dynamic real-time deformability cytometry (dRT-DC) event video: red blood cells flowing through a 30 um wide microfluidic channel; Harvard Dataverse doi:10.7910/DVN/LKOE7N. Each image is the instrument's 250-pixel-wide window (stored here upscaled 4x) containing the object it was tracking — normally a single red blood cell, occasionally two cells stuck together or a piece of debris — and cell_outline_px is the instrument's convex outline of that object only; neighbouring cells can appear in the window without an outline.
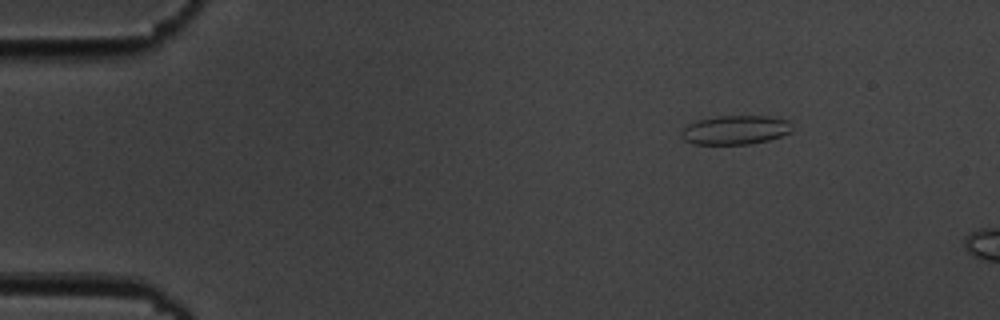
{"species": "common noctule bat (a hibernating species)", "species_latin": "Nyctalus noctula", "temperature_condition": "cold", "stored_images_in_passage": 4, "segment_of_instrument_passage": [1, 2], "camera_frame_rate_fps": 3000, "um_per_image_px": 0.085, "animal": {"sex": "male", "body_mass_g": 19.5, "forearm_length_mm": 54.6}, "frame": {"image": 1, "passage_image": 2, "time_ms": 2.0, "image_size_px": [1000, 320], "cell_outline_px": [[792, 132], [768, 140], [748, 144], [692, 144], [684, 140], [680, 136], [680, 132], [688, 124], [696, 120], [716, 116], [768, 116], [788, 120], [792, 128]], "centroid_in_image_um": [62.47, 11.04], "position_along_channel_um": 22.5, "area_um2": 18.84}}